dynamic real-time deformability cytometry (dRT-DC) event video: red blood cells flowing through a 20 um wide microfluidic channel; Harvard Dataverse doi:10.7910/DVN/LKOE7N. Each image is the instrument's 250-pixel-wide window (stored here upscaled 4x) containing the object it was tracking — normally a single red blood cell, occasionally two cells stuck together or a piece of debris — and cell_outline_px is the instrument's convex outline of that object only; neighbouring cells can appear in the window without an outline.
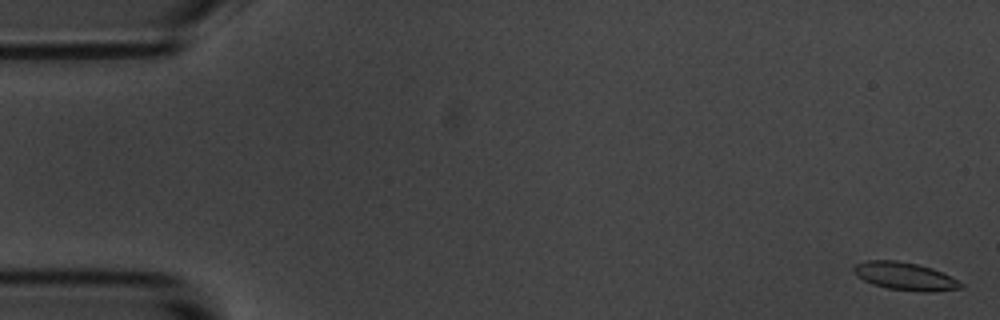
{"species": "common noctule bat (a hibernating species)", "species_latin": "Nyctalus noctula", "temperature_condition": "room temperature", "stored_images_in_passage": 10, "camera_frame_rate_fps": 3000, "um_per_image_px": 0.085, "animal": {"sex": "male", "body_mass_g": 20.1, "forearm_length_mm": 53.5}, "frame": {"image": 1, "passage_image": 2, "time_ms": 0.333, "image_size_px": [1000, 320], "cell_outline_px": [[964, 284], [960, 288], [928, 292], [924, 292], [888, 288], [872, 284], [856, 276], [852, 272], [852, 268], [856, 264], [868, 260], [896, 260], [916, 264], [932, 268]], "centroid_in_image_um": [76.85, 23.47], "position_along_channel_um": 8.1, "area_um2": 17.11}}